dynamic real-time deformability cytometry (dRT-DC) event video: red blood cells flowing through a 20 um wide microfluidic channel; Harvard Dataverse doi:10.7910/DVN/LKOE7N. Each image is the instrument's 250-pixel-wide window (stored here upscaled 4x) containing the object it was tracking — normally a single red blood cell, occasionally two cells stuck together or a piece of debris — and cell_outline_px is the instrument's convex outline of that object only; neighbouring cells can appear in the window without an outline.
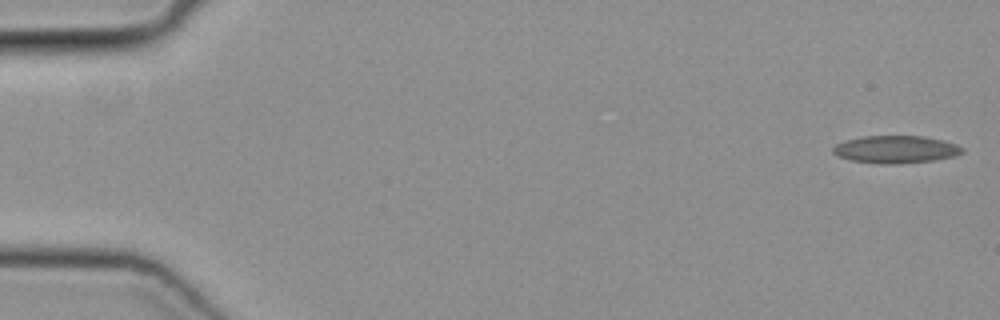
{"species": "common noctule bat (a hibernating species)", "species_latin": "Nyctalus noctula", "temperature_condition": "cold", "stored_images_in_passage": 51, "camera_frame_rate_fps": 3000, "um_per_image_px": 0.085, "animal": {"sex": "female", "body_mass_g": 19.3, "forearm_length_mm": 54.1}, "frame": {"image": 1, "passage_image": 1, "time_ms": 0.0, "image_size_px": [1000, 320], "cell_outline_px": [[964, 152], [956, 156], [932, 160], [896, 164], [880, 164], [852, 160], [836, 156], [832, 152], [832, 148], [836, 144], [848, 140], [864, 136], [924, 136], [956, 144], [964, 148]], "centroid_in_image_um": [76.14, 12.7], "position_along_channel_um": 8.9, "area_um2": 20.63}}
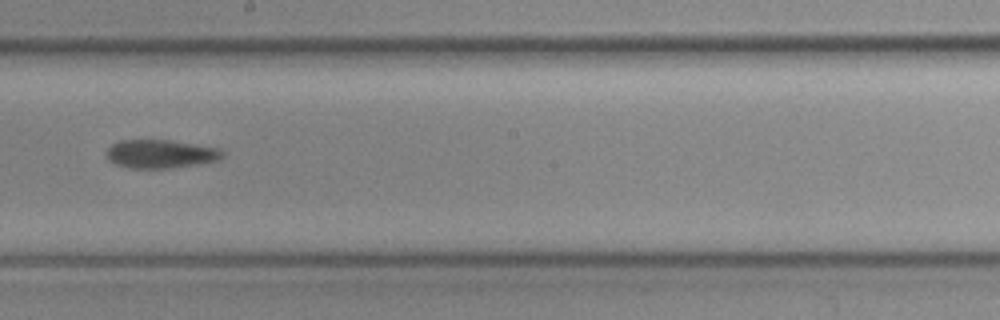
{"frame": {"image": 2, "passage_image": 29, "time_ms": 9.333, "image_size_px": [1000, 320], "cell_outline_px": [[224, 156], [216, 160], [200, 164], [172, 168], [128, 168], [116, 164], [108, 160], [104, 152], [112, 144], [120, 140], [168, 140], [220, 148], [224, 152]], "centroid_in_image_um": [13.63, 13.09], "position_along_channel_um": 234.6, "area_um2": 19.36}}
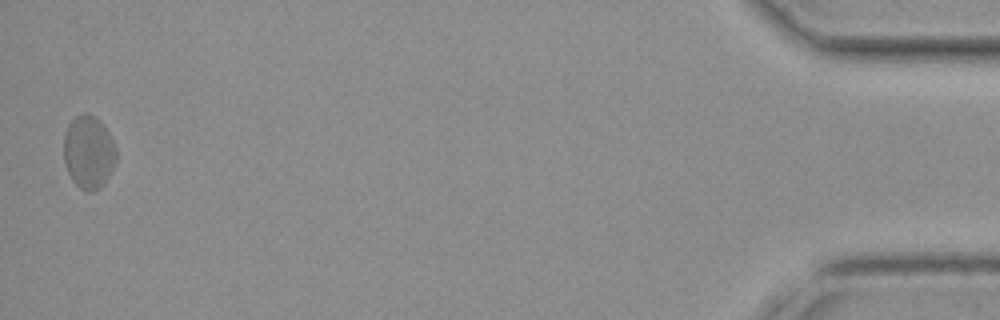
{"frame": {"image": 3, "passage_image": 50, "time_ms": 16.333, "image_size_px": [1000, 320], "cell_outline_px": [[116, 160], [104, 184], [100, 188], [92, 192], [88, 192], [80, 188], [72, 180], [64, 164], [64, 132], [68, 124], [76, 116], [84, 112], [88, 112], [96, 116], [104, 124], [116, 148]], "centroid_in_image_um": [7.52, 12.91], "position_along_channel_um": 427.7, "area_um2": 22.6}}